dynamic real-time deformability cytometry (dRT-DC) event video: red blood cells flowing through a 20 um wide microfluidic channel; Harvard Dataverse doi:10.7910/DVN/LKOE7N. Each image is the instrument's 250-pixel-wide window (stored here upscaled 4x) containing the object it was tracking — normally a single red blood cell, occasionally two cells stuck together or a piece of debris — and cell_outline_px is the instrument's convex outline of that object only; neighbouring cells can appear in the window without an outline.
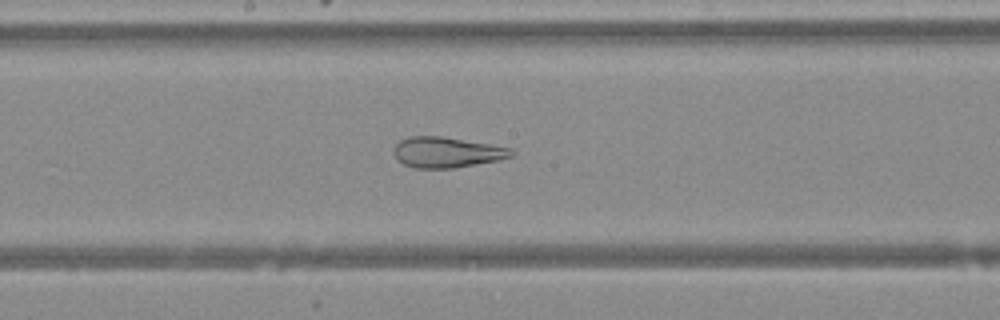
{"species": "Egyptian fruit bat (a non-hibernating species)", "species_latin": "Rousettus aegyptiacus", "temperature_condition": "warm", "stored_images_in_passage": 29, "camera_frame_rate_fps": 3000, "um_per_image_px": 0.085, "animal": {"sex": "female"}, "frame": {"image": 1, "passage_image": 11, "time_ms": 3.333, "image_size_px": [1000, 320], "cell_outline_px": [[516, 152], [512, 156], [500, 160], [456, 168], [412, 168], [396, 160], [392, 152], [396, 144], [400, 140], [408, 136], [444, 136], [512, 148]], "centroid_in_image_um": [37.97, 12.95], "position_along_channel_um": 210.2, "area_um2": 21.33}}
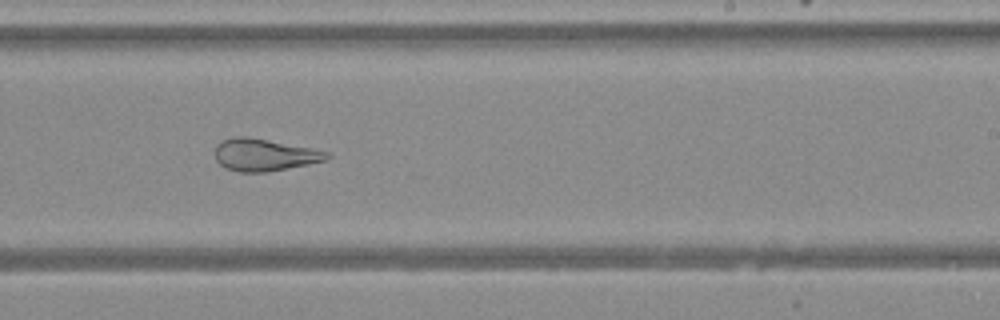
{"frame": {"image": 2, "passage_image": 15, "time_ms": 4.667, "image_size_px": [1000, 320], "cell_outline_px": [[332, 156], [328, 160], [268, 172], [240, 172], [224, 168], [216, 160], [216, 144], [220, 140], [236, 136], [248, 136], [312, 148], [328, 152]], "centroid_in_image_um": [22.47, 13.16], "position_along_channel_um": 266.5, "area_um2": 21.15}}
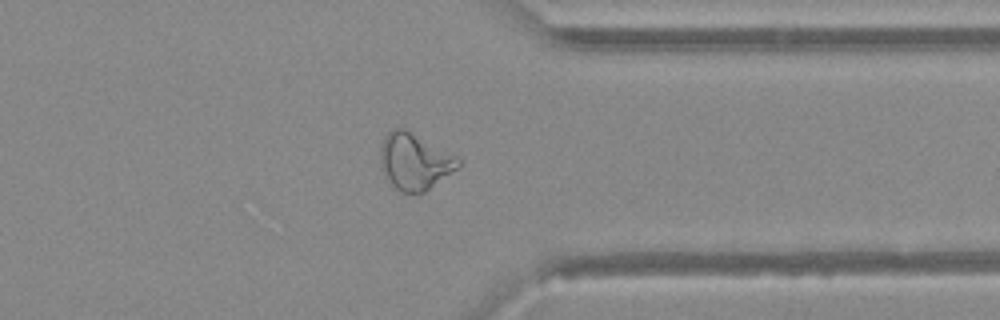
{"frame": {"image": 3, "passage_image": 23, "time_ms": 7.333, "image_size_px": [1000, 320], "cell_outline_px": [[460, 164], [456, 168], [424, 192], [404, 192], [392, 188], [384, 176], [380, 160], [380, 148], [384, 136], [392, 128], [404, 128], [456, 156], [460, 160]], "centroid_in_image_um": [35.17, 13.72], "position_along_channel_um": 376.2, "area_um2": 25.26}}